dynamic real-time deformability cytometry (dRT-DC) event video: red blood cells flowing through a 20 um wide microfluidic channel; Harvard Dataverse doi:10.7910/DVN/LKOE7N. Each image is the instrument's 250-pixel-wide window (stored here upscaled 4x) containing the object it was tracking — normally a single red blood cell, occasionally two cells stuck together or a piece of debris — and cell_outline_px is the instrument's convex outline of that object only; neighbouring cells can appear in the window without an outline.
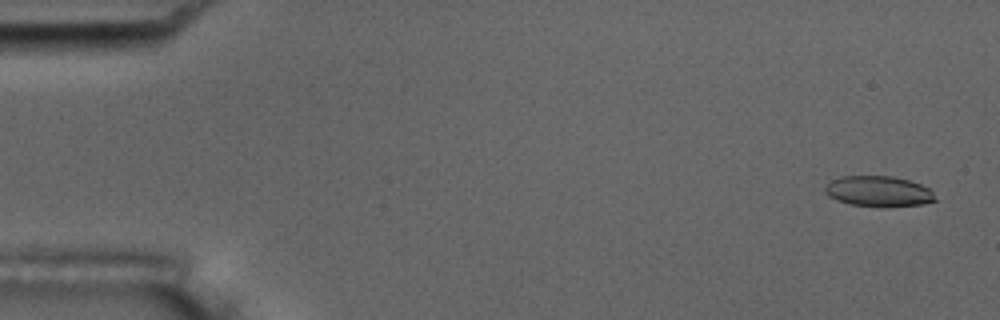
{"species": "common noctule bat (a hibernating species)", "species_latin": "Nyctalus noctula", "temperature_condition": "room temperature", "stored_images_in_passage": 4, "camera_frame_rate_fps": 3000, "um_per_image_px": 0.085, "animal": {"sex": "male", "body_mass_g": 17.5, "forearm_length_mm": 52.3}, "frame": {"image": 1, "passage_image": 1, "time_ms": 0.0, "image_size_px": [1000, 320], "cell_outline_px": [[936, 200], [924, 204], [852, 204], [836, 200], [828, 196], [824, 192], [824, 188], [832, 180], [840, 176], [892, 176], [908, 180], [920, 184], [928, 188], [932, 192]], "centroid_in_image_um": [74.63, 16.21], "position_along_channel_um": 10.4, "area_um2": 18.73}}
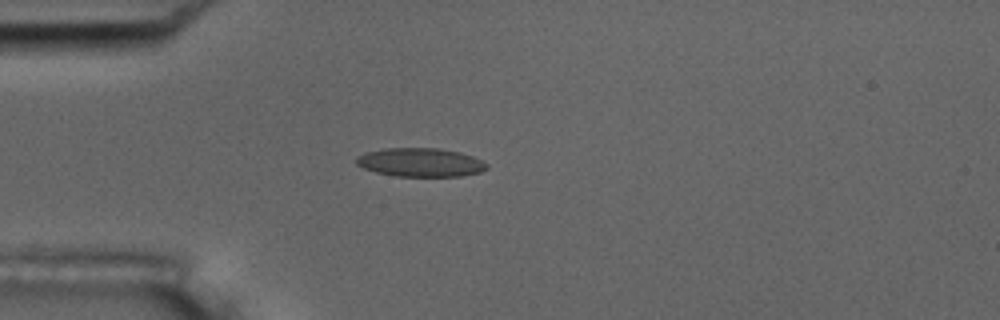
{"frame": {"image": 2, "passage_image": 4, "time_ms": 1.0, "image_size_px": [1000, 320], "cell_outline_px": [[488, 168], [480, 172], [460, 176], [396, 176], [376, 172], [364, 168], [356, 164], [356, 156], [364, 152], [384, 148], [440, 148], [460, 152], [472, 156], [488, 164]], "centroid_in_image_um": [35.72, 13.79], "position_along_channel_um": 49.3, "area_um2": 21.85}}